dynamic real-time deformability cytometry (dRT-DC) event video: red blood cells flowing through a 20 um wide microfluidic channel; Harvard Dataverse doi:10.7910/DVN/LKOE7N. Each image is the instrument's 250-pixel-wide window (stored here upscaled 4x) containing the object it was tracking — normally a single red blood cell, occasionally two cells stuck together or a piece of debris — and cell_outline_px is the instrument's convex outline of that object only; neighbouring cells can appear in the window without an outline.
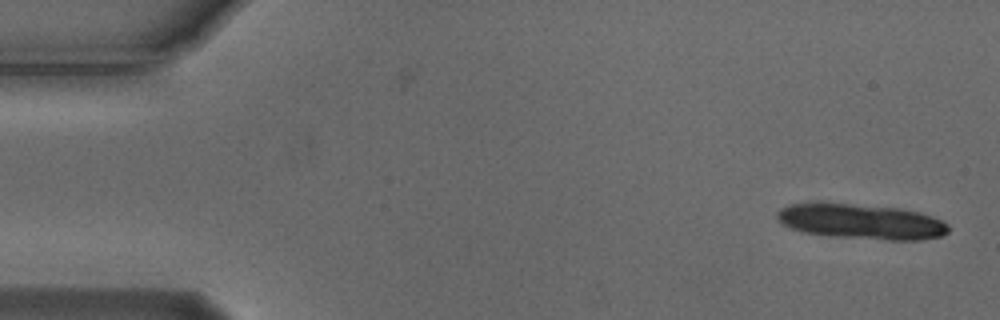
{"species": "Egyptian fruit bat (a non-hibernating species)", "species_latin": "Rousettus aegyptiacus", "temperature_condition": "cold", "stored_images_in_passage": 12, "camera_frame_rate_fps": 3000, "um_per_image_px": 0.085, "animal": {"sex": "male"}, "frame": {"image": 1, "passage_image": 1, "time_ms": 0.0, "image_size_px": [1000, 320], "cell_outline_px": [[948, 232], [940, 236], [920, 240], [888, 240], [828, 236], [804, 232], [792, 228], [784, 224], [776, 216], [776, 212], [780, 208], [792, 204], [848, 204], [900, 208], [920, 212], [932, 216], [948, 224]], "centroid_in_image_um": [73.25, 18.85], "position_along_channel_um": 11.8, "area_um2": 34.68}}